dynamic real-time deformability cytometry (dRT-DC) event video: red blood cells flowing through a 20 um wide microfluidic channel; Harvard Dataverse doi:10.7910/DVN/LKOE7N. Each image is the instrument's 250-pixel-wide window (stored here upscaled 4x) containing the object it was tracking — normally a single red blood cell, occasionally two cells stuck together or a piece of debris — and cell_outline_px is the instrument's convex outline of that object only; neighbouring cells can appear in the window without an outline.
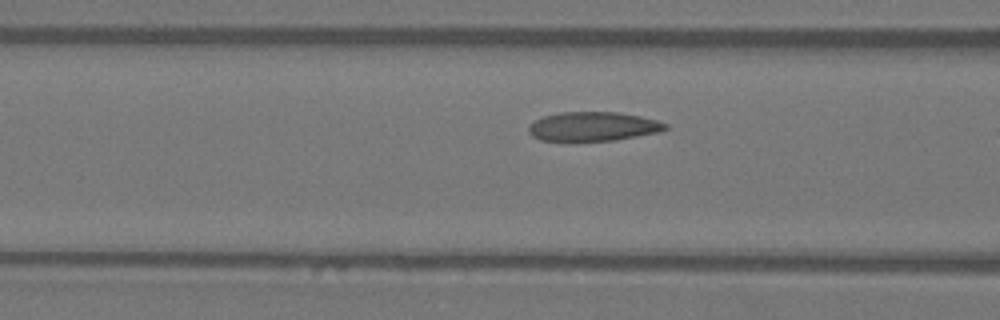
{"species": "Egyptian fruit bat (a non-hibernating species)", "species_latin": "Rousettus aegyptiacus", "temperature_condition": "warm", "stored_images_in_passage": 14, "camera_frame_rate_fps": 3000, "um_per_image_px": 0.085, "animal": {"sex": "female"}, "frame": {"image": 1, "passage_image": 12, "time_ms": 3.667, "image_size_px": [1000, 320], "cell_outline_px": [[668, 128], [660, 132], [616, 140], [540, 140], [532, 136], [528, 132], [528, 128], [536, 120], [544, 116], [560, 112], [616, 112], [640, 116], [656, 120], [668, 124]], "centroid_in_image_um": [50.44, 10.74], "position_along_channel_um": 116.2, "area_um2": 23.0}}